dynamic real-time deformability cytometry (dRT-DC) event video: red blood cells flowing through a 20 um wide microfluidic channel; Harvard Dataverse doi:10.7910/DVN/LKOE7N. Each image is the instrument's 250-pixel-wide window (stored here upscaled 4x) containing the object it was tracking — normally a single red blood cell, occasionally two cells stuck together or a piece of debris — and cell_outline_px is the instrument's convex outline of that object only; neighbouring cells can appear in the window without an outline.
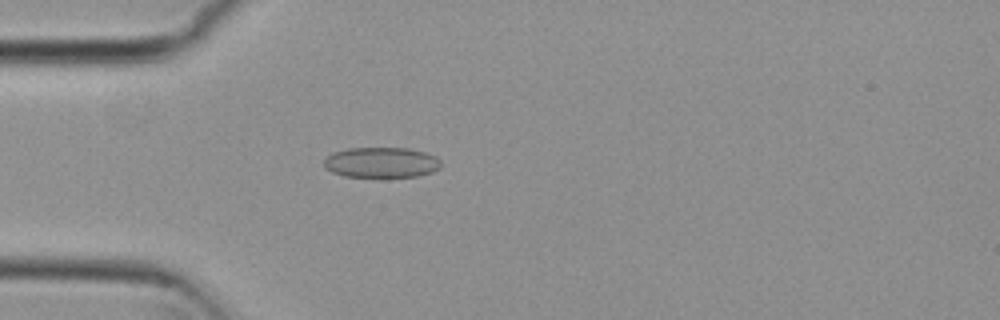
{"species": "common noctule bat (a hibernating species)", "species_latin": "Nyctalus noctula", "temperature_condition": "cold", "stored_images_in_passage": 4, "camera_frame_rate_fps": 3000, "um_per_image_px": 0.085, "animal": {"sex": "female", "body_mass_g": 29.2, "forearm_length_mm": 56.3}, "frame": {"image": 1, "passage_image": 4, "time_ms": 1.0, "image_size_px": [1000, 320], "cell_outline_px": [[440, 168], [432, 172], [416, 176], [344, 176], [332, 172], [324, 168], [324, 160], [332, 152], [348, 148], [408, 148], [424, 152], [436, 156], [440, 160]], "centroid_in_image_um": [32.4, 13.79], "position_along_channel_um": 52.6, "area_um2": 20.63}}